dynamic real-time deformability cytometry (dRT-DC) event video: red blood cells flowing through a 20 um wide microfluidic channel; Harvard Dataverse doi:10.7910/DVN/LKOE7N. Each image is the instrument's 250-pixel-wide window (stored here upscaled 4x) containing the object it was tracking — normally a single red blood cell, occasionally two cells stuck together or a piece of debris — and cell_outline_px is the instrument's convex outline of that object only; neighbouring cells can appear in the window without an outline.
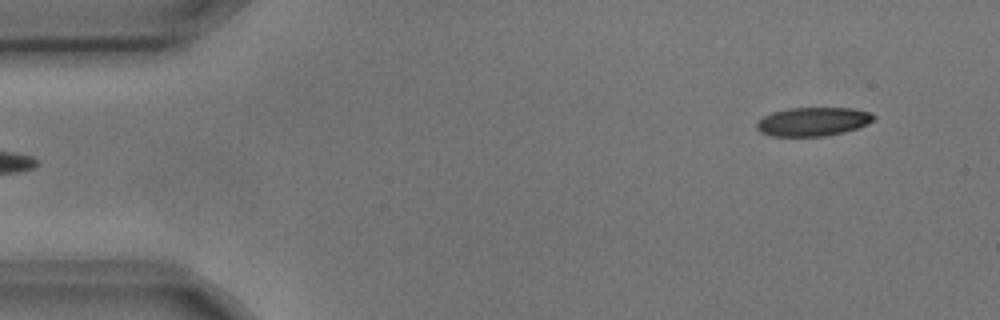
{"species": "common noctule bat (a hibernating species)", "species_latin": "Nyctalus noctula", "temperature_condition": "cold", "stored_images_in_passage": 5, "segment_of_instrument_passage": [2, 2], "camera_frame_rate_fps": 3000, "um_per_image_px": 0.085, "animal": {"sex": "male", "body_mass_g": 17.9, "forearm_length_mm": 54.2}, "frame": {"image": 1, "passage_image": 5, "time_ms": 1.333, "image_size_px": [1000, 320], "cell_outline_px": [[876, 120], [856, 128], [844, 132], [824, 136], [772, 136], [760, 132], [756, 128], [756, 124], [764, 116], [772, 112], [788, 108], [852, 108], [872, 112], [876, 116]], "centroid_in_image_um": [69.13, 10.33], "position_along_channel_um": 15.9, "area_um2": 19.65}}